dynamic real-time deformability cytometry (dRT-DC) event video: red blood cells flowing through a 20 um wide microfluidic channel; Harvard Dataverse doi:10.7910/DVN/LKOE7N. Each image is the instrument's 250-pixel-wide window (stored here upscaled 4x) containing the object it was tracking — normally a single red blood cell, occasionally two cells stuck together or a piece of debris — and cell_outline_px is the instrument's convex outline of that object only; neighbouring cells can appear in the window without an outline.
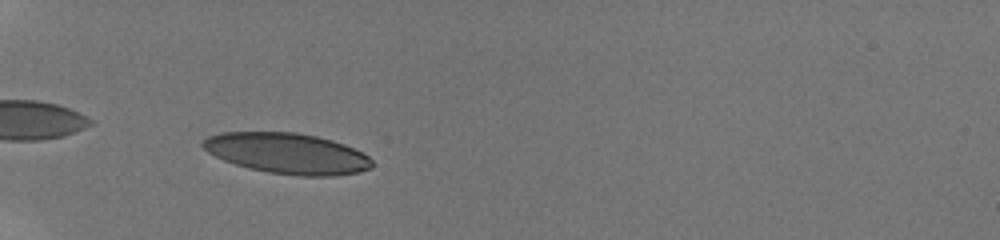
{"species": "human", "species_latin": "Homo sapiens", "temperature_condition": "room temperature", "stored_images_in_passage": 33, "camera_frame_rate_fps": 3000, "um_per_image_px": 0.085, "donor": {"sex": "male"}, "frame": {"image": 1, "passage_image": 1, "time_ms": 0.0, "image_size_px": [1000, 240], "cell_outline_px": [[372, 168], [360, 172], [332, 176], [300, 176], [268, 172], [236, 164], [224, 160], [208, 152], [200, 144], [208, 136], [220, 132], [296, 132], [316, 136], [332, 140], [344, 144], [368, 156], [372, 160]], "centroid_in_image_um": [24.42, 13.03], "position_along_channel_um": 60.6, "area_um2": 39.94}}
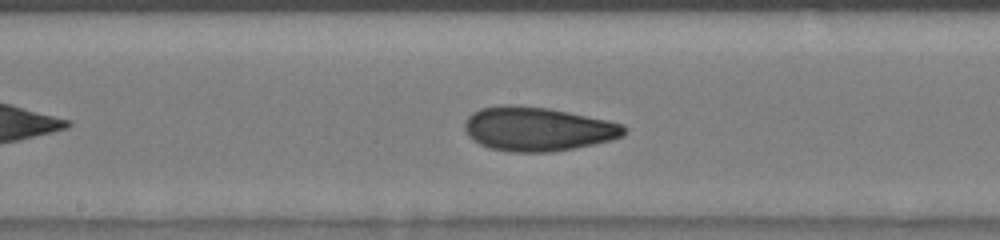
{"frame": {"image": 2, "passage_image": 13, "time_ms": 4.0, "image_size_px": [1000, 240], "cell_outline_px": [[628, 132], [624, 136], [612, 140], [552, 152], [512, 152], [488, 148], [472, 140], [468, 136], [464, 128], [464, 124], [468, 116], [472, 112], [480, 108], [500, 104], [512, 104], [548, 108], [608, 120], [624, 124], [628, 128]], "centroid_in_image_um": [45.69, 10.95], "position_along_channel_um": 202.5, "area_um2": 41.33}}
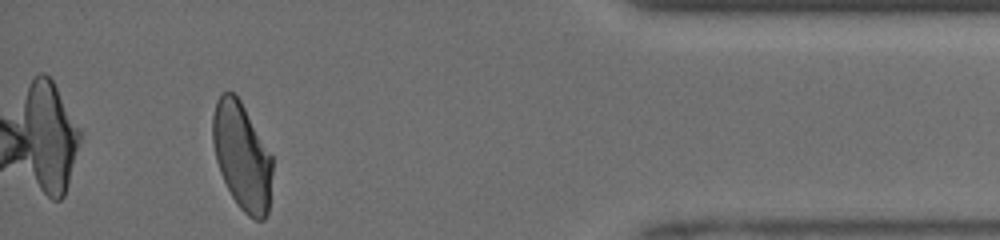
{"frame": {"image": 3, "passage_image": 30, "time_ms": 10.0, "image_size_px": [1000, 240], "cell_outline_px": [[272, 172], [268, 212], [264, 220], [256, 220], [248, 216], [236, 204], [220, 172], [216, 160], [212, 140], [212, 116], [216, 100], [220, 92], [232, 92], [240, 100], [272, 156]], "centroid_in_image_um": [20.55, 13.28], "position_along_channel_um": 414.7, "area_um2": 37.17}, "authors_computed_cell_mechanics": {"area_um2": 39.5352, "velocity_mm_per_s": 4.1085, "shape_relaxation_time_tau1_ms": null, "shape_relaxation_time_tau2_ms": 1.5323, "deformation_change_tau1": null, "deformation_change_tau2": 0.0833}}